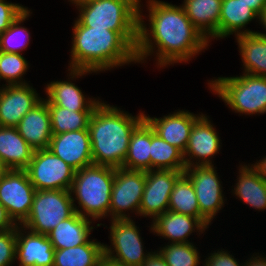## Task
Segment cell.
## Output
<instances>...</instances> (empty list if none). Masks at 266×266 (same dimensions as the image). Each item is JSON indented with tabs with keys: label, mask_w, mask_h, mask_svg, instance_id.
I'll return each mask as SVG.
<instances>
[{
	"label": "cell",
	"mask_w": 266,
	"mask_h": 266,
	"mask_svg": "<svg viewBox=\"0 0 266 266\" xmlns=\"http://www.w3.org/2000/svg\"><path fill=\"white\" fill-rule=\"evenodd\" d=\"M258 15L239 0H222L219 18V38H225L235 33V36L252 34L255 31L241 29Z\"/></svg>",
	"instance_id": "25"
},
{
	"label": "cell",
	"mask_w": 266,
	"mask_h": 266,
	"mask_svg": "<svg viewBox=\"0 0 266 266\" xmlns=\"http://www.w3.org/2000/svg\"><path fill=\"white\" fill-rule=\"evenodd\" d=\"M151 126L144 119L132 132L122 168L150 171Z\"/></svg>",
	"instance_id": "26"
},
{
	"label": "cell",
	"mask_w": 266,
	"mask_h": 266,
	"mask_svg": "<svg viewBox=\"0 0 266 266\" xmlns=\"http://www.w3.org/2000/svg\"><path fill=\"white\" fill-rule=\"evenodd\" d=\"M209 84L233 111L245 115L266 113V77L244 73L240 77H218Z\"/></svg>",
	"instance_id": "6"
},
{
	"label": "cell",
	"mask_w": 266,
	"mask_h": 266,
	"mask_svg": "<svg viewBox=\"0 0 266 266\" xmlns=\"http://www.w3.org/2000/svg\"><path fill=\"white\" fill-rule=\"evenodd\" d=\"M26 9L22 5L0 0V34L7 30Z\"/></svg>",
	"instance_id": "37"
},
{
	"label": "cell",
	"mask_w": 266,
	"mask_h": 266,
	"mask_svg": "<svg viewBox=\"0 0 266 266\" xmlns=\"http://www.w3.org/2000/svg\"><path fill=\"white\" fill-rule=\"evenodd\" d=\"M35 192L26 170L10 169L0 180V203L16 225L26 221Z\"/></svg>",
	"instance_id": "11"
},
{
	"label": "cell",
	"mask_w": 266,
	"mask_h": 266,
	"mask_svg": "<svg viewBox=\"0 0 266 266\" xmlns=\"http://www.w3.org/2000/svg\"><path fill=\"white\" fill-rule=\"evenodd\" d=\"M206 259L204 266H241L236 259H234L233 255L223 250L211 253V256Z\"/></svg>",
	"instance_id": "38"
},
{
	"label": "cell",
	"mask_w": 266,
	"mask_h": 266,
	"mask_svg": "<svg viewBox=\"0 0 266 266\" xmlns=\"http://www.w3.org/2000/svg\"><path fill=\"white\" fill-rule=\"evenodd\" d=\"M145 183L146 171L115 169L109 208L112 220L130 219L125 213L127 210H134L139 214Z\"/></svg>",
	"instance_id": "10"
},
{
	"label": "cell",
	"mask_w": 266,
	"mask_h": 266,
	"mask_svg": "<svg viewBox=\"0 0 266 266\" xmlns=\"http://www.w3.org/2000/svg\"><path fill=\"white\" fill-rule=\"evenodd\" d=\"M251 166L257 171L259 176L266 181V157L262 160H259V162H256V164H251Z\"/></svg>",
	"instance_id": "42"
},
{
	"label": "cell",
	"mask_w": 266,
	"mask_h": 266,
	"mask_svg": "<svg viewBox=\"0 0 266 266\" xmlns=\"http://www.w3.org/2000/svg\"><path fill=\"white\" fill-rule=\"evenodd\" d=\"M147 6L150 30L144 23L139 7L137 62L140 63L153 54L155 46L158 48L155 52L160 68L179 62L186 63L201 50L206 49L209 41L192 24L182 5L176 6L159 0H148Z\"/></svg>",
	"instance_id": "1"
},
{
	"label": "cell",
	"mask_w": 266,
	"mask_h": 266,
	"mask_svg": "<svg viewBox=\"0 0 266 266\" xmlns=\"http://www.w3.org/2000/svg\"><path fill=\"white\" fill-rule=\"evenodd\" d=\"M110 221L112 247L104 245V258L119 266H142L151 252L143 251L142 239L135 222L132 219Z\"/></svg>",
	"instance_id": "8"
},
{
	"label": "cell",
	"mask_w": 266,
	"mask_h": 266,
	"mask_svg": "<svg viewBox=\"0 0 266 266\" xmlns=\"http://www.w3.org/2000/svg\"><path fill=\"white\" fill-rule=\"evenodd\" d=\"M249 166V167H248ZM239 169V178L234 188V195H237L250 207L264 210L266 209V181H264L257 171L248 164Z\"/></svg>",
	"instance_id": "28"
},
{
	"label": "cell",
	"mask_w": 266,
	"mask_h": 266,
	"mask_svg": "<svg viewBox=\"0 0 266 266\" xmlns=\"http://www.w3.org/2000/svg\"><path fill=\"white\" fill-rule=\"evenodd\" d=\"M185 171L183 152L164 141L151 127L150 170Z\"/></svg>",
	"instance_id": "30"
},
{
	"label": "cell",
	"mask_w": 266,
	"mask_h": 266,
	"mask_svg": "<svg viewBox=\"0 0 266 266\" xmlns=\"http://www.w3.org/2000/svg\"><path fill=\"white\" fill-rule=\"evenodd\" d=\"M245 74L266 77V38L256 33L236 36Z\"/></svg>",
	"instance_id": "27"
},
{
	"label": "cell",
	"mask_w": 266,
	"mask_h": 266,
	"mask_svg": "<svg viewBox=\"0 0 266 266\" xmlns=\"http://www.w3.org/2000/svg\"><path fill=\"white\" fill-rule=\"evenodd\" d=\"M19 134L34 149H47L52 138L47 101L42 99L16 126Z\"/></svg>",
	"instance_id": "19"
},
{
	"label": "cell",
	"mask_w": 266,
	"mask_h": 266,
	"mask_svg": "<svg viewBox=\"0 0 266 266\" xmlns=\"http://www.w3.org/2000/svg\"><path fill=\"white\" fill-rule=\"evenodd\" d=\"M47 105H55L73 111H93L99 100L85 99L81 89L71 81H53L46 86Z\"/></svg>",
	"instance_id": "24"
},
{
	"label": "cell",
	"mask_w": 266,
	"mask_h": 266,
	"mask_svg": "<svg viewBox=\"0 0 266 266\" xmlns=\"http://www.w3.org/2000/svg\"><path fill=\"white\" fill-rule=\"evenodd\" d=\"M141 0H70L84 26L116 32H138Z\"/></svg>",
	"instance_id": "5"
},
{
	"label": "cell",
	"mask_w": 266,
	"mask_h": 266,
	"mask_svg": "<svg viewBox=\"0 0 266 266\" xmlns=\"http://www.w3.org/2000/svg\"><path fill=\"white\" fill-rule=\"evenodd\" d=\"M168 210L200 218V209L193 184L184 173L174 184Z\"/></svg>",
	"instance_id": "31"
},
{
	"label": "cell",
	"mask_w": 266,
	"mask_h": 266,
	"mask_svg": "<svg viewBox=\"0 0 266 266\" xmlns=\"http://www.w3.org/2000/svg\"><path fill=\"white\" fill-rule=\"evenodd\" d=\"M243 4L251 8L258 16L266 8V0H239Z\"/></svg>",
	"instance_id": "41"
},
{
	"label": "cell",
	"mask_w": 266,
	"mask_h": 266,
	"mask_svg": "<svg viewBox=\"0 0 266 266\" xmlns=\"http://www.w3.org/2000/svg\"><path fill=\"white\" fill-rule=\"evenodd\" d=\"M70 78L105 71L137 62L138 32H116L87 27L78 20L73 26Z\"/></svg>",
	"instance_id": "2"
},
{
	"label": "cell",
	"mask_w": 266,
	"mask_h": 266,
	"mask_svg": "<svg viewBox=\"0 0 266 266\" xmlns=\"http://www.w3.org/2000/svg\"><path fill=\"white\" fill-rule=\"evenodd\" d=\"M184 174L193 184L200 218L209 225L225 202L217 172L213 165H197L186 167Z\"/></svg>",
	"instance_id": "12"
},
{
	"label": "cell",
	"mask_w": 266,
	"mask_h": 266,
	"mask_svg": "<svg viewBox=\"0 0 266 266\" xmlns=\"http://www.w3.org/2000/svg\"><path fill=\"white\" fill-rule=\"evenodd\" d=\"M52 134L88 129L93 111H73L55 105H48Z\"/></svg>",
	"instance_id": "32"
},
{
	"label": "cell",
	"mask_w": 266,
	"mask_h": 266,
	"mask_svg": "<svg viewBox=\"0 0 266 266\" xmlns=\"http://www.w3.org/2000/svg\"><path fill=\"white\" fill-rule=\"evenodd\" d=\"M4 87L0 88V126L16 127L42 98L29 84Z\"/></svg>",
	"instance_id": "16"
},
{
	"label": "cell",
	"mask_w": 266,
	"mask_h": 266,
	"mask_svg": "<svg viewBox=\"0 0 266 266\" xmlns=\"http://www.w3.org/2000/svg\"><path fill=\"white\" fill-rule=\"evenodd\" d=\"M28 68V62L21 53L0 51V80H6L7 85L28 84L21 80Z\"/></svg>",
	"instance_id": "35"
},
{
	"label": "cell",
	"mask_w": 266,
	"mask_h": 266,
	"mask_svg": "<svg viewBox=\"0 0 266 266\" xmlns=\"http://www.w3.org/2000/svg\"><path fill=\"white\" fill-rule=\"evenodd\" d=\"M144 113L133 116L115 106L100 102L88 124L93 164L122 168L132 132L144 120Z\"/></svg>",
	"instance_id": "3"
},
{
	"label": "cell",
	"mask_w": 266,
	"mask_h": 266,
	"mask_svg": "<svg viewBox=\"0 0 266 266\" xmlns=\"http://www.w3.org/2000/svg\"><path fill=\"white\" fill-rule=\"evenodd\" d=\"M258 20L260 21V23L263 25V27L266 30V8L259 15ZM255 33L266 38V32L265 33H261V32H257L256 31Z\"/></svg>",
	"instance_id": "44"
},
{
	"label": "cell",
	"mask_w": 266,
	"mask_h": 266,
	"mask_svg": "<svg viewBox=\"0 0 266 266\" xmlns=\"http://www.w3.org/2000/svg\"><path fill=\"white\" fill-rule=\"evenodd\" d=\"M200 116L180 110L162 118H151L145 115L144 119L164 141L184 153L189 142L192 126Z\"/></svg>",
	"instance_id": "18"
},
{
	"label": "cell",
	"mask_w": 266,
	"mask_h": 266,
	"mask_svg": "<svg viewBox=\"0 0 266 266\" xmlns=\"http://www.w3.org/2000/svg\"><path fill=\"white\" fill-rule=\"evenodd\" d=\"M34 149L19 134L16 127L0 126V160L9 169L25 170Z\"/></svg>",
	"instance_id": "22"
},
{
	"label": "cell",
	"mask_w": 266,
	"mask_h": 266,
	"mask_svg": "<svg viewBox=\"0 0 266 266\" xmlns=\"http://www.w3.org/2000/svg\"><path fill=\"white\" fill-rule=\"evenodd\" d=\"M115 177V168L95 165L86 166L75 172L71 195L76 196L78 204L75 211L92 220L105 218L109 214L110 196Z\"/></svg>",
	"instance_id": "4"
},
{
	"label": "cell",
	"mask_w": 266,
	"mask_h": 266,
	"mask_svg": "<svg viewBox=\"0 0 266 266\" xmlns=\"http://www.w3.org/2000/svg\"><path fill=\"white\" fill-rule=\"evenodd\" d=\"M91 223V220L76 212L53 228L47 237L54 249L80 246L89 240V234L94 228L90 226Z\"/></svg>",
	"instance_id": "23"
},
{
	"label": "cell",
	"mask_w": 266,
	"mask_h": 266,
	"mask_svg": "<svg viewBox=\"0 0 266 266\" xmlns=\"http://www.w3.org/2000/svg\"><path fill=\"white\" fill-rule=\"evenodd\" d=\"M217 133L210 120L201 114L192 126L189 142L183 153L186 167L213 165L211 156L218 153L221 144ZM192 158H196L195 163L191 161Z\"/></svg>",
	"instance_id": "15"
},
{
	"label": "cell",
	"mask_w": 266,
	"mask_h": 266,
	"mask_svg": "<svg viewBox=\"0 0 266 266\" xmlns=\"http://www.w3.org/2000/svg\"><path fill=\"white\" fill-rule=\"evenodd\" d=\"M9 170L10 169L7 167V165L0 160V180L6 175Z\"/></svg>",
	"instance_id": "45"
},
{
	"label": "cell",
	"mask_w": 266,
	"mask_h": 266,
	"mask_svg": "<svg viewBox=\"0 0 266 266\" xmlns=\"http://www.w3.org/2000/svg\"><path fill=\"white\" fill-rule=\"evenodd\" d=\"M142 266H168V264L159 252H152Z\"/></svg>",
	"instance_id": "40"
},
{
	"label": "cell",
	"mask_w": 266,
	"mask_h": 266,
	"mask_svg": "<svg viewBox=\"0 0 266 266\" xmlns=\"http://www.w3.org/2000/svg\"><path fill=\"white\" fill-rule=\"evenodd\" d=\"M25 230L16 226V259H19V266H53L55 249L47 235Z\"/></svg>",
	"instance_id": "17"
},
{
	"label": "cell",
	"mask_w": 266,
	"mask_h": 266,
	"mask_svg": "<svg viewBox=\"0 0 266 266\" xmlns=\"http://www.w3.org/2000/svg\"><path fill=\"white\" fill-rule=\"evenodd\" d=\"M184 171L150 170L146 171V183L139 207V215L153 217L168 211L170 194L177 179Z\"/></svg>",
	"instance_id": "13"
},
{
	"label": "cell",
	"mask_w": 266,
	"mask_h": 266,
	"mask_svg": "<svg viewBox=\"0 0 266 266\" xmlns=\"http://www.w3.org/2000/svg\"><path fill=\"white\" fill-rule=\"evenodd\" d=\"M99 266H119L116 265L108 260H106L105 258L101 261V263L99 264Z\"/></svg>",
	"instance_id": "46"
},
{
	"label": "cell",
	"mask_w": 266,
	"mask_h": 266,
	"mask_svg": "<svg viewBox=\"0 0 266 266\" xmlns=\"http://www.w3.org/2000/svg\"><path fill=\"white\" fill-rule=\"evenodd\" d=\"M29 16L30 10L26 9L20 16L17 17V19L10 25L7 30L0 34V51L20 54L23 49H26L30 40V34L27 28L21 27L19 26V24L21 25V23L25 21ZM21 36L23 38V41L20 39Z\"/></svg>",
	"instance_id": "33"
},
{
	"label": "cell",
	"mask_w": 266,
	"mask_h": 266,
	"mask_svg": "<svg viewBox=\"0 0 266 266\" xmlns=\"http://www.w3.org/2000/svg\"><path fill=\"white\" fill-rule=\"evenodd\" d=\"M104 244L88 240L80 246L55 249L53 266H99L104 259Z\"/></svg>",
	"instance_id": "29"
},
{
	"label": "cell",
	"mask_w": 266,
	"mask_h": 266,
	"mask_svg": "<svg viewBox=\"0 0 266 266\" xmlns=\"http://www.w3.org/2000/svg\"><path fill=\"white\" fill-rule=\"evenodd\" d=\"M16 260V227L0 233V266H9Z\"/></svg>",
	"instance_id": "36"
},
{
	"label": "cell",
	"mask_w": 266,
	"mask_h": 266,
	"mask_svg": "<svg viewBox=\"0 0 266 266\" xmlns=\"http://www.w3.org/2000/svg\"><path fill=\"white\" fill-rule=\"evenodd\" d=\"M222 0H184L182 7L192 24L209 39L219 38Z\"/></svg>",
	"instance_id": "21"
},
{
	"label": "cell",
	"mask_w": 266,
	"mask_h": 266,
	"mask_svg": "<svg viewBox=\"0 0 266 266\" xmlns=\"http://www.w3.org/2000/svg\"><path fill=\"white\" fill-rule=\"evenodd\" d=\"M48 148L75 171L93 164L88 129L53 134Z\"/></svg>",
	"instance_id": "14"
},
{
	"label": "cell",
	"mask_w": 266,
	"mask_h": 266,
	"mask_svg": "<svg viewBox=\"0 0 266 266\" xmlns=\"http://www.w3.org/2000/svg\"><path fill=\"white\" fill-rule=\"evenodd\" d=\"M17 225L12 221L7 210L0 203V233L15 228Z\"/></svg>",
	"instance_id": "39"
},
{
	"label": "cell",
	"mask_w": 266,
	"mask_h": 266,
	"mask_svg": "<svg viewBox=\"0 0 266 266\" xmlns=\"http://www.w3.org/2000/svg\"><path fill=\"white\" fill-rule=\"evenodd\" d=\"M71 194L69 190H36L29 215L21 226L47 235L60 222L76 213Z\"/></svg>",
	"instance_id": "7"
},
{
	"label": "cell",
	"mask_w": 266,
	"mask_h": 266,
	"mask_svg": "<svg viewBox=\"0 0 266 266\" xmlns=\"http://www.w3.org/2000/svg\"><path fill=\"white\" fill-rule=\"evenodd\" d=\"M152 221L151 231L158 234V236L171 240V243H190L187 238L195 229L203 233L208 226L201 218L169 210Z\"/></svg>",
	"instance_id": "20"
},
{
	"label": "cell",
	"mask_w": 266,
	"mask_h": 266,
	"mask_svg": "<svg viewBox=\"0 0 266 266\" xmlns=\"http://www.w3.org/2000/svg\"><path fill=\"white\" fill-rule=\"evenodd\" d=\"M157 252L168 266H198L200 263L198 250L191 242L170 243Z\"/></svg>",
	"instance_id": "34"
},
{
	"label": "cell",
	"mask_w": 266,
	"mask_h": 266,
	"mask_svg": "<svg viewBox=\"0 0 266 266\" xmlns=\"http://www.w3.org/2000/svg\"><path fill=\"white\" fill-rule=\"evenodd\" d=\"M243 266H266V258L262 256H252V258L249 261H246Z\"/></svg>",
	"instance_id": "43"
},
{
	"label": "cell",
	"mask_w": 266,
	"mask_h": 266,
	"mask_svg": "<svg viewBox=\"0 0 266 266\" xmlns=\"http://www.w3.org/2000/svg\"><path fill=\"white\" fill-rule=\"evenodd\" d=\"M25 170L36 190L70 191L76 172L49 148L34 150Z\"/></svg>",
	"instance_id": "9"
}]
</instances>
